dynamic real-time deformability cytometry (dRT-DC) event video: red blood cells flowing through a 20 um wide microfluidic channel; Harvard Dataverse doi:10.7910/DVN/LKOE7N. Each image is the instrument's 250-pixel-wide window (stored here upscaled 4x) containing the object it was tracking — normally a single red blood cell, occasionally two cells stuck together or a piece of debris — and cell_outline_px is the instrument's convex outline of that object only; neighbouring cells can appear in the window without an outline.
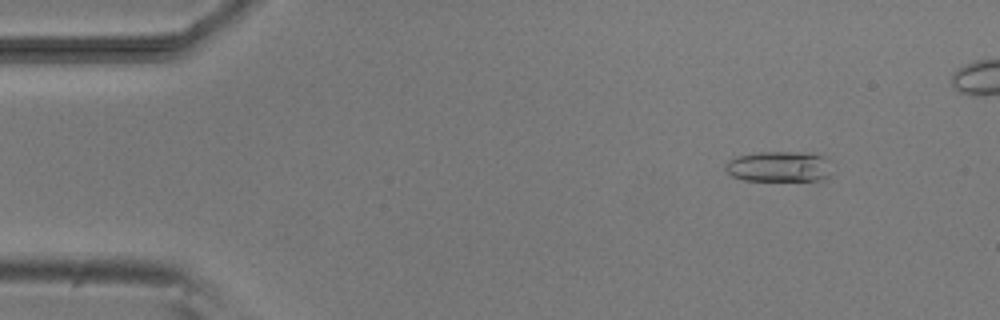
{"species": "common noctule bat (a hibernating species)", "species_latin": "Nyctalus noctula", "temperature_condition": "room temperature", "stored_images_in_passage": 9, "camera_frame_rate_fps": 3000, "um_per_image_px": 0.085, "animal": {"sex": "male", "body_mass_g": 20.5, "forearm_length_mm": 52.5}, "frame": {"image": 1, "passage_image": 1, "time_ms": 0.0, "image_size_px": [1000, 320], "cell_outline_px": [[832, 176], [820, 180], [744, 180], [732, 176], [724, 168], [724, 164], [728, 160], [736, 156], [756, 152], [812, 152], [828, 156]], "centroid_in_image_um": [66.27, 14.14], "position_along_channel_um": 18.7, "area_um2": 19.48}}
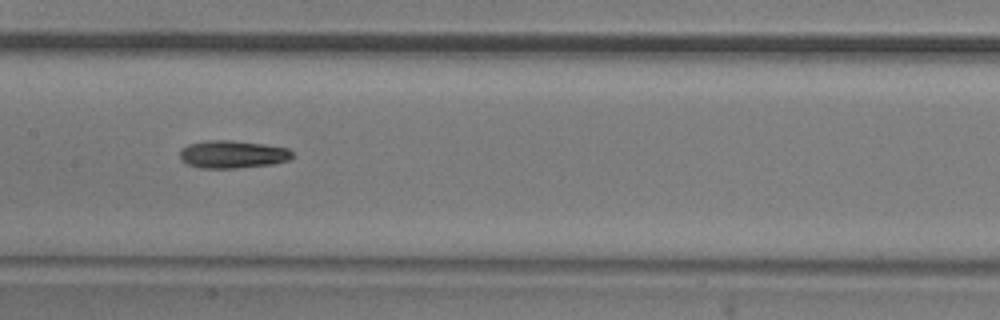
{"frame": {"image": 2, "passage_image": 7, "time_ms": 6.667, "image_size_px": [1000, 320], "cell_outline_px": [[296, 156], [288, 160], [276, 164], [232, 168], [200, 168], [188, 164], [180, 160], [180, 152], [188, 144], [208, 140], [232, 140], [264, 144], [288, 148]], "centroid_in_image_um": [19.81, 13.12], "position_along_channel_um": 187.6, "area_um2": 18.26}}
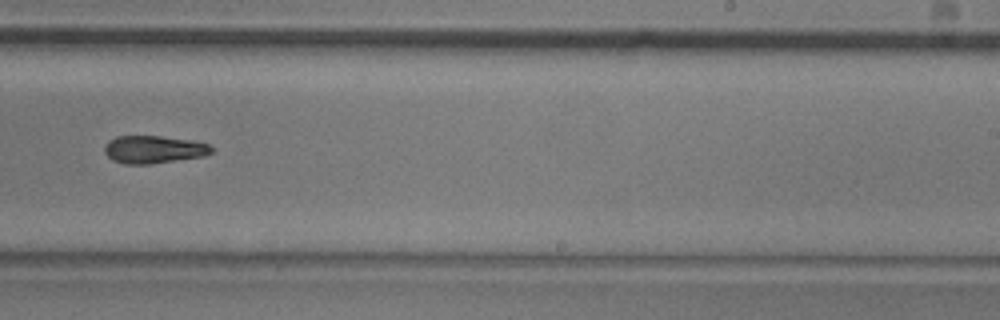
{"frame": {"image": 3, "passage_image": 9, "time_ms": 9.0, "image_size_px": [1000, 320], "cell_outline_px": [[212, 152], [204, 156], [152, 164], [124, 164], [112, 160], [104, 152], [104, 148], [108, 140], [116, 136], [160, 136], [192, 140], [208, 144], [212, 148]], "centroid_in_image_um": [13.04, 12.71], "position_along_channel_um": 276.0, "area_um2": 17.34}}